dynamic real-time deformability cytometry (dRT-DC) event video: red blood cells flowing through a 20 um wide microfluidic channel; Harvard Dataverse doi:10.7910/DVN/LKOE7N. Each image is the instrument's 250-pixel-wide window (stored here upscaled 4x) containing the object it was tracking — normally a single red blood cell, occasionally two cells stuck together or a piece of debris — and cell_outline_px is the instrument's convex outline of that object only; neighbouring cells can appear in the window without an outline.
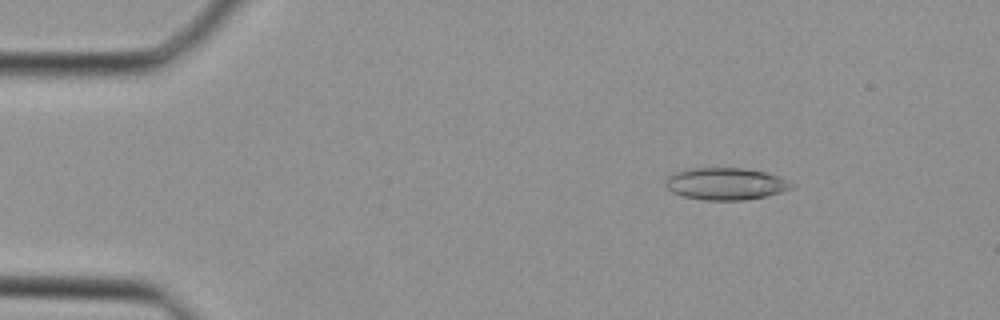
{"species": "Egyptian fruit bat (a non-hibernating species)", "species_latin": "Rousettus aegyptiacus", "temperature_condition": "cold", "stored_images_in_passage": 13, "camera_frame_rate_fps": 3000, "um_per_image_px": 0.085, "animal": {"sex": "female"}, "frame": {"image": 1, "passage_image": 5, "time_ms": 1.333, "image_size_px": [1000, 320], "cell_outline_px": [[792, 188], [768, 196], [744, 200], [704, 200], [684, 196], [672, 192], [664, 184], [664, 180], [668, 176], [676, 172], [688, 168], [744, 168], [764, 172], [776, 176], [792, 184]], "centroid_in_image_um": [61.62, 15.62], "position_along_channel_um": 23.4, "area_um2": 23.35}}
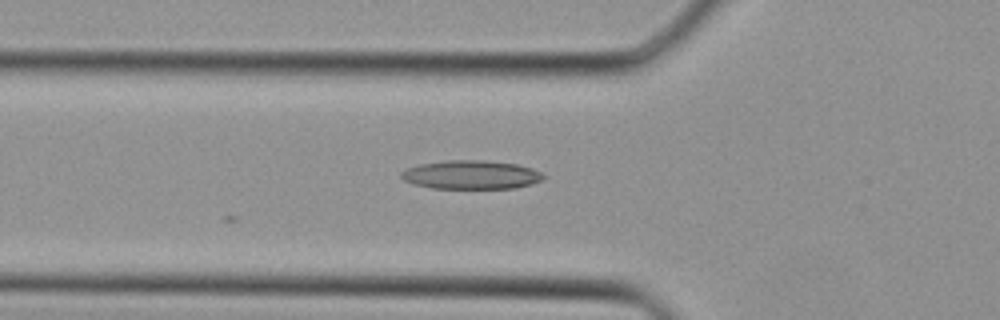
{"frame": {"image": 2, "passage_image": 13, "time_ms": 4.0, "image_size_px": [1000, 320], "cell_outline_px": [[544, 176], [540, 180], [532, 184], [516, 188], [432, 188], [412, 184], [404, 180], [400, 176], [400, 172], [408, 168], [420, 164], [448, 160], [484, 160], [516, 164], [532, 168], [540, 172]], "centroid_in_image_um": [40.02, 14.85], "position_along_channel_um": 85.8, "area_um2": 23.7}}